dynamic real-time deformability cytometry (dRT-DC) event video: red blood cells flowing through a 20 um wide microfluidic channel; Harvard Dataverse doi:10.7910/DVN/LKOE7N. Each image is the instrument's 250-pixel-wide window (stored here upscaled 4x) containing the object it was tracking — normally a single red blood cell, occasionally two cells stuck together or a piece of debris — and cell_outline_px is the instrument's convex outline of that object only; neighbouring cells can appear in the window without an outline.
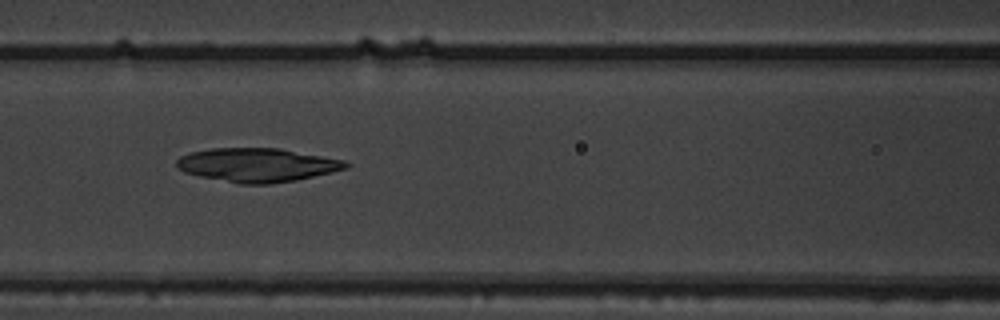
{"species": "common noctule bat (a hibernating species)", "species_latin": "Nyctalus noctula", "temperature_condition": "warm", "stored_images_in_passage": 10, "camera_frame_rate_fps": 3000, "um_per_image_px": 0.085, "animal": {"sex": "male", "body_mass_g": 19.5, "forearm_length_mm": 54.6}, "frame": {"image": 1, "passage_image": 7, "time_ms": 2.0, "image_size_px": [1000, 320], "cell_outline_px": [[352, 164], [348, 168], [332, 172], [296, 180], [268, 184], [240, 184], [200, 176], [184, 172], [176, 168], [176, 160], [180, 156], [192, 152], [212, 148], [280, 148], [344, 160]], "centroid_in_image_um": [21.87, 14.02], "position_along_channel_um": 144.7, "area_um2": 33.35}}
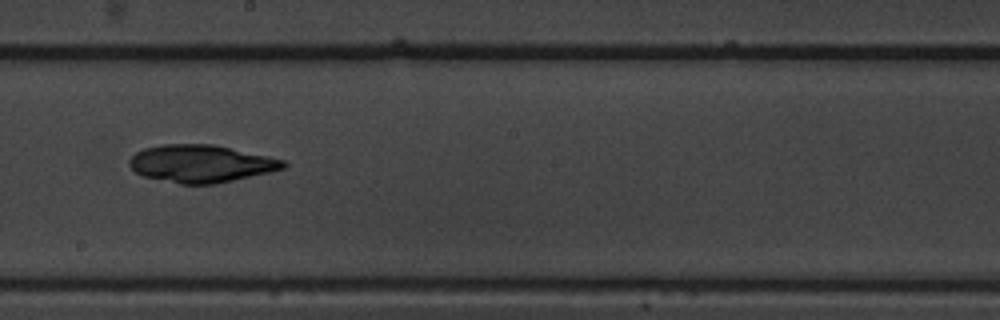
{"frame": {"image": 2, "passage_image": 9, "time_ms": 2.667, "image_size_px": [1000, 320], "cell_outline_px": [[288, 164], [284, 168], [268, 172], [232, 180], [212, 184], [180, 184], [140, 176], [128, 164], [128, 160], [136, 152], [144, 148], [160, 144], [212, 144], [268, 156], [284, 160]], "centroid_in_image_um": [17.03, 13.9], "position_along_channel_um": 231.2, "area_um2": 33.52}}
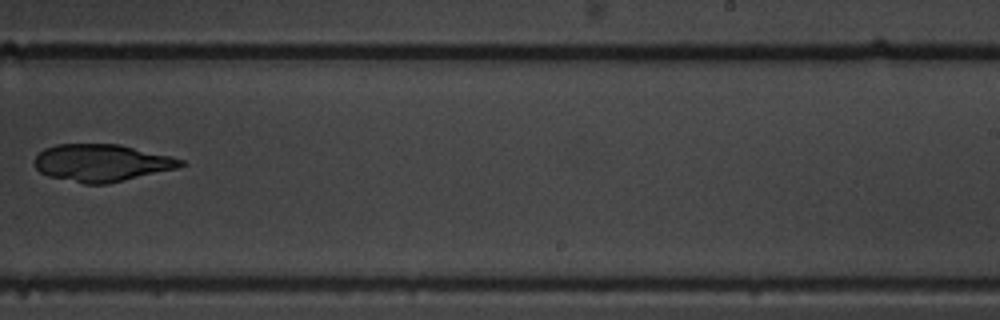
{"frame": {"image": 3, "passage_image": 10, "time_ms": 3.0, "image_size_px": [1000, 320], "cell_outline_px": [[188, 164], [176, 168], [108, 184], [84, 184], [48, 176], [40, 172], [36, 168], [36, 156], [44, 148], [56, 144], [120, 144], [172, 156], [184, 160]], "centroid_in_image_um": [8.67, 13.84], "position_along_channel_um": 280.3, "area_um2": 31.79}}